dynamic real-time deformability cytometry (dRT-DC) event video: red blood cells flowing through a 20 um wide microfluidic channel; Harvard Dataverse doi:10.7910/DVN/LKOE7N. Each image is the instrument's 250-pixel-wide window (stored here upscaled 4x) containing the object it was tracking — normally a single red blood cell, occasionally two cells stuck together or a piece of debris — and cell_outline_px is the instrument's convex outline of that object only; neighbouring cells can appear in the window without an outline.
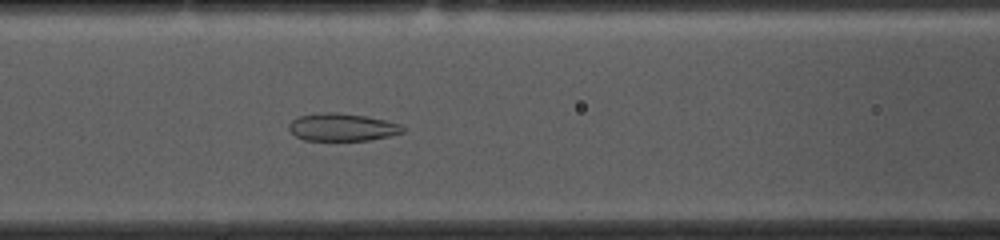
{"species": "common noctule bat (a hibernating species)", "species_latin": "Nyctalus noctula", "temperature_condition": "cold", "stored_images_in_passage": 53, "camera_frame_rate_fps": 3000, "um_per_image_px": 0.085, "animal": {"sex": "female", "body_mass_g": 10.0, "forearm_length_mm": 53.1}, "frame": {"image": 1, "passage_image": 21, "time_ms": 6.667, "image_size_px": [1000, 240], "cell_outline_px": [[404, 132], [388, 136], [368, 140], [304, 140], [296, 136], [288, 128], [288, 124], [292, 120], [300, 116], [324, 112], [336, 112], [364, 116], [384, 120], [400, 124], [404, 128]], "centroid_in_image_um": [29.07, 10.81], "position_along_channel_um": 137.5, "area_um2": 18.09}}
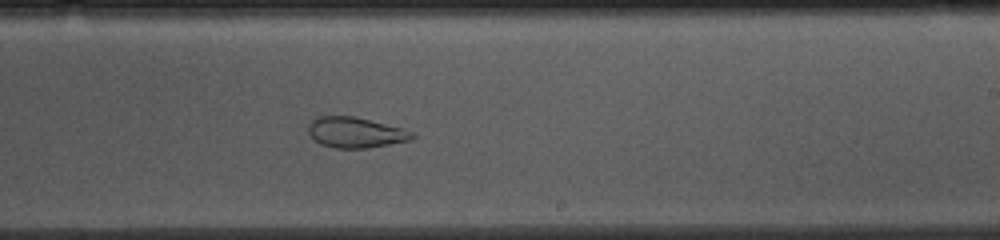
{"frame": {"image": 2, "passage_image": 31, "time_ms": 10.0, "image_size_px": [1000, 240], "cell_outline_px": [[416, 136], [412, 140], [368, 148], [336, 148], [320, 144], [308, 132], [308, 124], [316, 116], [352, 116], [404, 128], [416, 132]], "centroid_in_image_um": [30.26, 11.26], "position_along_channel_um": 258.7, "area_um2": 18.61}}
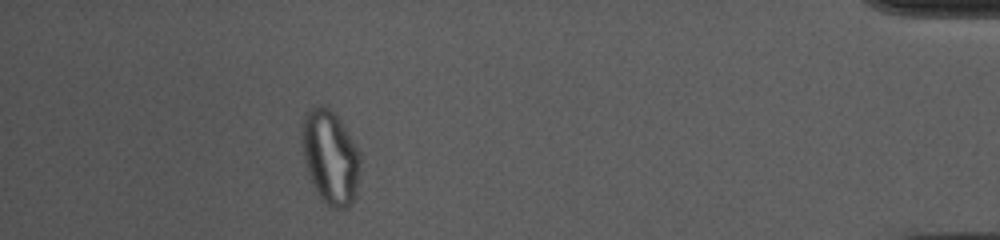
{"frame": {"image": 3, "passage_image": 48, "time_ms": 15.667, "image_size_px": [1000, 240], "cell_outline_px": [[360, 172], [356, 192], [352, 204], [348, 208], [332, 208], [324, 204], [316, 192], [308, 176], [304, 160], [300, 140], [300, 128], [304, 116], [312, 108], [320, 104], [324, 104], [340, 120], [360, 152]], "centroid_in_image_um": [28.05, 13.38], "position_along_channel_um": 407.1, "area_um2": 32.43}, "authors_computed_cell_mechanics": {"area_um2": 25.8944, "velocity_mm_per_s": 3.6399, "shape_relaxation_time_tau1_ms": null, "shape_relaxation_time_tau2_ms": 1.5277, "deformation_change_tau1": null, "deformation_change_tau2": 0.0703}}